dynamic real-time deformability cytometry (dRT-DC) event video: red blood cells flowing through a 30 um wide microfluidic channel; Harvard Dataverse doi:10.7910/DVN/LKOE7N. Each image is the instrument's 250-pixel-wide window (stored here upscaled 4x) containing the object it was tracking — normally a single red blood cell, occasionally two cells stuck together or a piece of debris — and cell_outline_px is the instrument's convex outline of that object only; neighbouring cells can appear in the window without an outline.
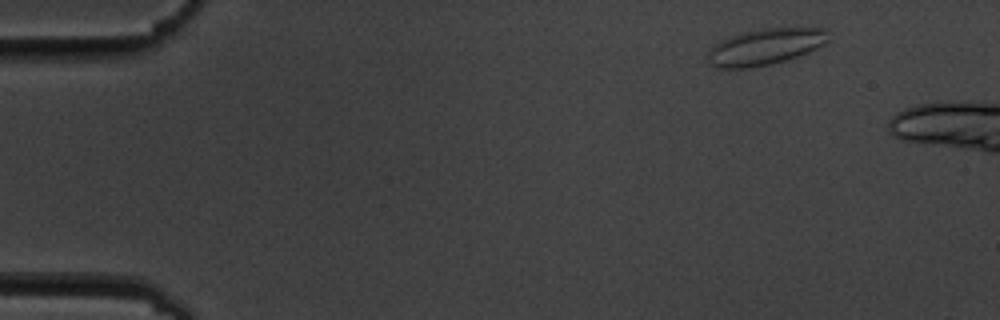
{"species": "common noctule bat (a hibernating species)", "species_latin": "Nyctalus noctula", "temperature_condition": "cold", "stored_images_in_passage": 3, "camera_frame_rate_fps": 3000, "um_per_image_px": 0.085, "animal": {"sex": "male", "body_mass_g": 19.5, "forearm_length_mm": 54.6}, "frame": {"image": 1, "passage_image": 1, "time_ms": 0.0, "image_size_px": [1000, 320], "cell_outline_px": [[828, 40], [824, 44], [808, 52], [772, 64], [748, 68], [712, 68], [708, 64], [708, 52], [712, 44], [728, 36], [760, 28], [828, 28]], "centroid_in_image_um": [64.99, 3.97], "position_along_channel_um": 20.0, "area_um2": 25.72}}